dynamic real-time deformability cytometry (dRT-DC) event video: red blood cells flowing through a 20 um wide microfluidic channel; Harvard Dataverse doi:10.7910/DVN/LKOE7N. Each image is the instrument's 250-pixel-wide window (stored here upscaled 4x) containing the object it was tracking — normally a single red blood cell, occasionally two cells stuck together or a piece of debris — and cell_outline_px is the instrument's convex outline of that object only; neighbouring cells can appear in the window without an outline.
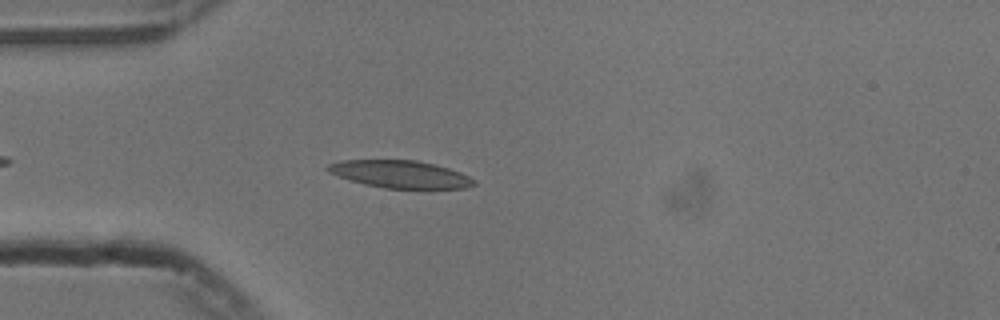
{"species": "common noctule bat (a hibernating species)", "species_latin": "Nyctalus noctula", "temperature_condition": "cold", "stored_images_in_passage": 32, "camera_frame_rate_fps": 3000, "um_per_image_px": 0.085, "animal": {"sex": "male", "body_mass_g": 13.3}, "frame": {"image": 1, "passage_image": 6, "time_ms": 1.667, "image_size_px": [1000, 320], "cell_outline_px": [[476, 184], [464, 188], [384, 188], [364, 184], [348, 180], [328, 172], [324, 168], [328, 164], [340, 160], [416, 160], [448, 168], [460, 172], [476, 180]], "centroid_in_image_um": [33.97, 14.8], "position_along_channel_um": 51.0, "area_um2": 23.35}}
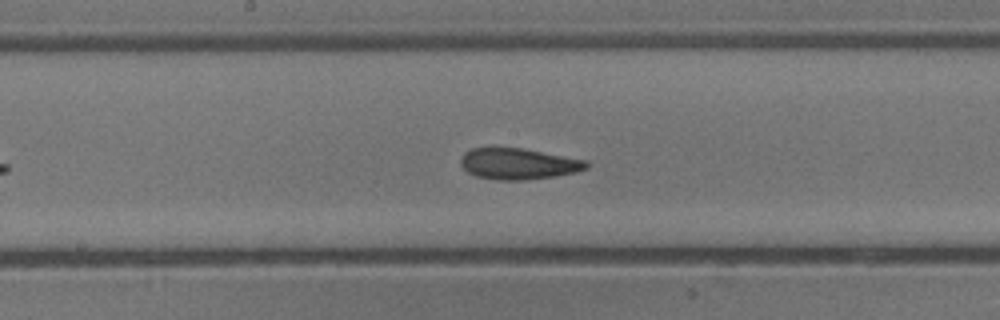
{"frame": {"image": 2, "passage_image": 19, "time_ms": 6.0, "image_size_px": [1000, 320], "cell_outline_px": [[588, 168], [576, 172], [556, 176], [524, 180], [500, 180], [476, 176], [468, 172], [460, 164], [460, 156], [464, 152], [472, 148], [520, 148], [588, 160]], "centroid_in_image_um": [44.06, 13.92], "position_along_channel_um": 204.1, "area_um2": 22.77}}
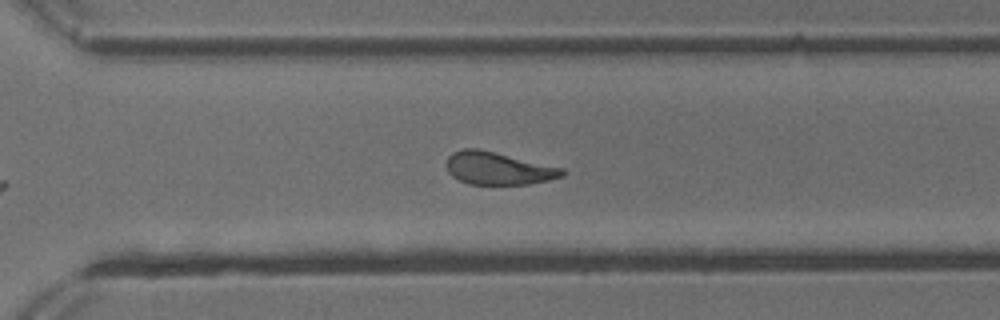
{"frame": {"image": 3, "passage_image": 29, "time_ms": 9.333, "image_size_px": [1000, 320], "cell_outline_px": [[568, 172], [564, 176], [548, 180], [528, 184], [468, 184], [452, 176], [448, 172], [448, 156], [452, 152], [464, 148], [476, 148], [564, 168]], "centroid_in_image_um": [42.37, 14.31], "position_along_channel_um": 328.2, "area_um2": 21.85}}